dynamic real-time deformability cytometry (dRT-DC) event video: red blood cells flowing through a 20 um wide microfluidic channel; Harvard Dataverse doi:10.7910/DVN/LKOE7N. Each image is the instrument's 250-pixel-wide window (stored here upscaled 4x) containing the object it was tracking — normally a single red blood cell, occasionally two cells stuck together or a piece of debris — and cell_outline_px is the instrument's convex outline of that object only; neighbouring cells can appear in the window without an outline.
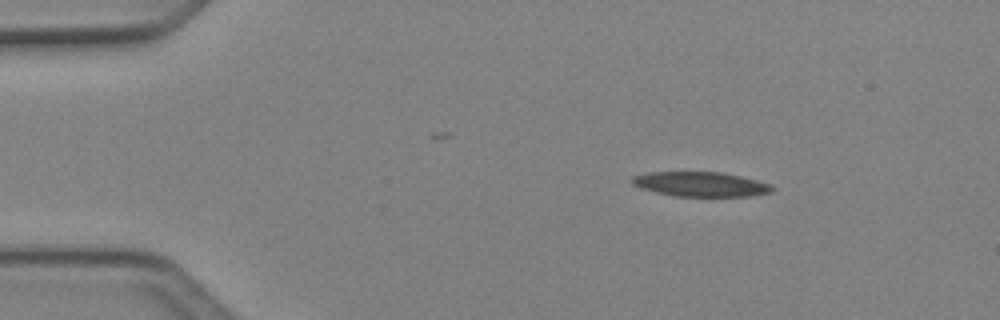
{"species": "Egyptian fruit bat (a non-hibernating species)", "species_latin": "Rousettus aegyptiacus", "temperature_condition": "cold", "stored_images_in_passage": 2, "camera_frame_rate_fps": 3000, "um_per_image_px": 0.085, "animal": {"sex": "female"}, "frame": {"image": 1, "passage_image": 1, "time_ms": 0.0, "image_size_px": [1000, 320], "cell_outline_px": [[776, 188], [772, 192], [752, 196], [676, 196], [656, 192], [640, 188], [632, 184], [628, 180], [632, 176], [648, 172], [724, 172], [772, 184]], "centroid_in_image_um": [59.55, 15.65], "position_along_channel_um": 25.4, "area_um2": 20.35}}